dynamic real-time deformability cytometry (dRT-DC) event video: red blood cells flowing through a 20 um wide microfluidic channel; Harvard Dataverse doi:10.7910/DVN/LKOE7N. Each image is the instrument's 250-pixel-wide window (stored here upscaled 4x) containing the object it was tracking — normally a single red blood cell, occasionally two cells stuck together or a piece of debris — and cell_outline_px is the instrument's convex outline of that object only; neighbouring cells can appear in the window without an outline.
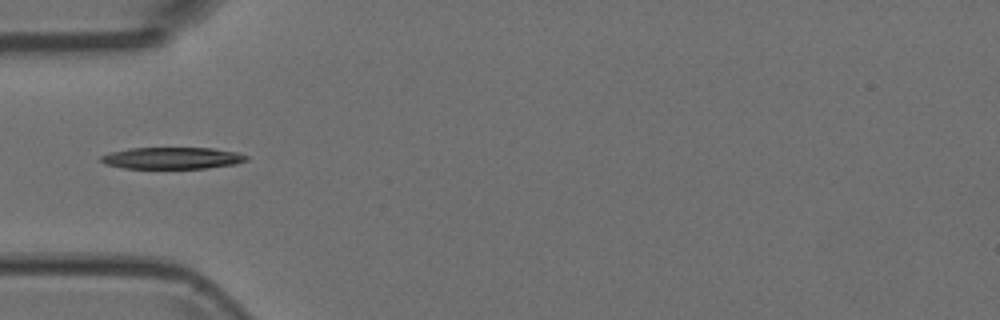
{"species": "Egyptian fruit bat (a non-hibernating species)", "species_latin": "Rousettus aegyptiacus", "temperature_condition": "room temperature", "stored_images_in_passage": 5, "camera_frame_rate_fps": 3000, "um_per_image_px": 0.085, "animal": {"sex": "female"}, "frame": {"image": 1, "passage_image": 5, "time_ms": 1.333, "image_size_px": [1000, 320], "cell_outline_px": [[248, 160], [236, 164], [208, 168], [124, 168], [104, 164], [100, 160], [100, 156], [108, 152], [128, 148], [212, 148], [236, 152], [248, 156]], "centroid_in_image_um": [14.61, 13.43], "position_along_channel_um": 70.4, "area_um2": 18.5}}